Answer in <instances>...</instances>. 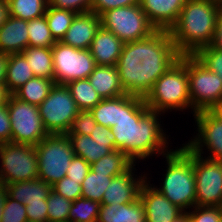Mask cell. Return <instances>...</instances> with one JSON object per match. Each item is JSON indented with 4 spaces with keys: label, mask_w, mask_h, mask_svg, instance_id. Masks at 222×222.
<instances>
[{
    "label": "cell",
    "mask_w": 222,
    "mask_h": 222,
    "mask_svg": "<svg viewBox=\"0 0 222 222\" xmlns=\"http://www.w3.org/2000/svg\"><path fill=\"white\" fill-rule=\"evenodd\" d=\"M139 4V0H93L91 12L98 16L107 10Z\"/></svg>",
    "instance_id": "44"
},
{
    "label": "cell",
    "mask_w": 222,
    "mask_h": 222,
    "mask_svg": "<svg viewBox=\"0 0 222 222\" xmlns=\"http://www.w3.org/2000/svg\"><path fill=\"white\" fill-rule=\"evenodd\" d=\"M10 17L9 5L7 0H0V27Z\"/></svg>",
    "instance_id": "50"
},
{
    "label": "cell",
    "mask_w": 222,
    "mask_h": 222,
    "mask_svg": "<svg viewBox=\"0 0 222 222\" xmlns=\"http://www.w3.org/2000/svg\"><path fill=\"white\" fill-rule=\"evenodd\" d=\"M33 77L34 73L25 56L22 53L10 54L5 78L8 92L13 94Z\"/></svg>",
    "instance_id": "25"
},
{
    "label": "cell",
    "mask_w": 222,
    "mask_h": 222,
    "mask_svg": "<svg viewBox=\"0 0 222 222\" xmlns=\"http://www.w3.org/2000/svg\"><path fill=\"white\" fill-rule=\"evenodd\" d=\"M159 116L161 113L149 110L144 98L121 95V119L111 127L115 147L135 164L139 159L169 153L173 149L168 150L169 137L161 128Z\"/></svg>",
    "instance_id": "2"
},
{
    "label": "cell",
    "mask_w": 222,
    "mask_h": 222,
    "mask_svg": "<svg viewBox=\"0 0 222 222\" xmlns=\"http://www.w3.org/2000/svg\"><path fill=\"white\" fill-rule=\"evenodd\" d=\"M100 26V16L94 12L76 14L61 42L77 49H89Z\"/></svg>",
    "instance_id": "18"
},
{
    "label": "cell",
    "mask_w": 222,
    "mask_h": 222,
    "mask_svg": "<svg viewBox=\"0 0 222 222\" xmlns=\"http://www.w3.org/2000/svg\"><path fill=\"white\" fill-rule=\"evenodd\" d=\"M151 111L165 113L170 110L183 111L190 109L189 78L186 67V55L179 59L154 83L144 98Z\"/></svg>",
    "instance_id": "5"
},
{
    "label": "cell",
    "mask_w": 222,
    "mask_h": 222,
    "mask_svg": "<svg viewBox=\"0 0 222 222\" xmlns=\"http://www.w3.org/2000/svg\"><path fill=\"white\" fill-rule=\"evenodd\" d=\"M93 0H48V5L58 9L70 10L77 14L91 11Z\"/></svg>",
    "instance_id": "42"
},
{
    "label": "cell",
    "mask_w": 222,
    "mask_h": 222,
    "mask_svg": "<svg viewBox=\"0 0 222 222\" xmlns=\"http://www.w3.org/2000/svg\"><path fill=\"white\" fill-rule=\"evenodd\" d=\"M46 202L48 204V222H68L72 201L51 191Z\"/></svg>",
    "instance_id": "36"
},
{
    "label": "cell",
    "mask_w": 222,
    "mask_h": 222,
    "mask_svg": "<svg viewBox=\"0 0 222 222\" xmlns=\"http://www.w3.org/2000/svg\"><path fill=\"white\" fill-rule=\"evenodd\" d=\"M134 164L125 152L116 149L91 164L90 169L93 172L116 177L128 171Z\"/></svg>",
    "instance_id": "28"
},
{
    "label": "cell",
    "mask_w": 222,
    "mask_h": 222,
    "mask_svg": "<svg viewBox=\"0 0 222 222\" xmlns=\"http://www.w3.org/2000/svg\"><path fill=\"white\" fill-rule=\"evenodd\" d=\"M88 80L102 99L126 94L120 83L117 66L97 65Z\"/></svg>",
    "instance_id": "21"
},
{
    "label": "cell",
    "mask_w": 222,
    "mask_h": 222,
    "mask_svg": "<svg viewBox=\"0 0 222 222\" xmlns=\"http://www.w3.org/2000/svg\"><path fill=\"white\" fill-rule=\"evenodd\" d=\"M38 108L48 134H67L80 111L67 86L57 83Z\"/></svg>",
    "instance_id": "10"
},
{
    "label": "cell",
    "mask_w": 222,
    "mask_h": 222,
    "mask_svg": "<svg viewBox=\"0 0 222 222\" xmlns=\"http://www.w3.org/2000/svg\"><path fill=\"white\" fill-rule=\"evenodd\" d=\"M0 163V182L5 185L38 178V156L33 145L3 143Z\"/></svg>",
    "instance_id": "9"
},
{
    "label": "cell",
    "mask_w": 222,
    "mask_h": 222,
    "mask_svg": "<svg viewBox=\"0 0 222 222\" xmlns=\"http://www.w3.org/2000/svg\"><path fill=\"white\" fill-rule=\"evenodd\" d=\"M216 111L222 116V105L218 107Z\"/></svg>",
    "instance_id": "54"
},
{
    "label": "cell",
    "mask_w": 222,
    "mask_h": 222,
    "mask_svg": "<svg viewBox=\"0 0 222 222\" xmlns=\"http://www.w3.org/2000/svg\"><path fill=\"white\" fill-rule=\"evenodd\" d=\"M6 188L8 196L23 205L46 200L52 191V186L39 178L6 184Z\"/></svg>",
    "instance_id": "23"
},
{
    "label": "cell",
    "mask_w": 222,
    "mask_h": 222,
    "mask_svg": "<svg viewBox=\"0 0 222 222\" xmlns=\"http://www.w3.org/2000/svg\"><path fill=\"white\" fill-rule=\"evenodd\" d=\"M22 54L35 77L48 78L54 81L52 47L28 46Z\"/></svg>",
    "instance_id": "26"
},
{
    "label": "cell",
    "mask_w": 222,
    "mask_h": 222,
    "mask_svg": "<svg viewBox=\"0 0 222 222\" xmlns=\"http://www.w3.org/2000/svg\"><path fill=\"white\" fill-rule=\"evenodd\" d=\"M210 46L222 51V7L217 16L214 36Z\"/></svg>",
    "instance_id": "48"
},
{
    "label": "cell",
    "mask_w": 222,
    "mask_h": 222,
    "mask_svg": "<svg viewBox=\"0 0 222 222\" xmlns=\"http://www.w3.org/2000/svg\"><path fill=\"white\" fill-rule=\"evenodd\" d=\"M66 86L80 111H90L103 100L93 89L88 78L70 81Z\"/></svg>",
    "instance_id": "29"
},
{
    "label": "cell",
    "mask_w": 222,
    "mask_h": 222,
    "mask_svg": "<svg viewBox=\"0 0 222 222\" xmlns=\"http://www.w3.org/2000/svg\"><path fill=\"white\" fill-rule=\"evenodd\" d=\"M113 176H107L91 169L87 176L83 179L81 188V197L91 199L93 201L102 202L105 190L108 188Z\"/></svg>",
    "instance_id": "33"
},
{
    "label": "cell",
    "mask_w": 222,
    "mask_h": 222,
    "mask_svg": "<svg viewBox=\"0 0 222 222\" xmlns=\"http://www.w3.org/2000/svg\"><path fill=\"white\" fill-rule=\"evenodd\" d=\"M179 57L169 31L156 30L145 39L124 43L116 66L125 93L145 98Z\"/></svg>",
    "instance_id": "1"
},
{
    "label": "cell",
    "mask_w": 222,
    "mask_h": 222,
    "mask_svg": "<svg viewBox=\"0 0 222 222\" xmlns=\"http://www.w3.org/2000/svg\"><path fill=\"white\" fill-rule=\"evenodd\" d=\"M100 20L103 28L124 43L145 39L156 31L140 4L107 10L100 15Z\"/></svg>",
    "instance_id": "8"
},
{
    "label": "cell",
    "mask_w": 222,
    "mask_h": 222,
    "mask_svg": "<svg viewBox=\"0 0 222 222\" xmlns=\"http://www.w3.org/2000/svg\"><path fill=\"white\" fill-rule=\"evenodd\" d=\"M90 137L96 142L107 143L113 150H116L113 137L111 135V128L96 124L95 128L90 134Z\"/></svg>",
    "instance_id": "47"
},
{
    "label": "cell",
    "mask_w": 222,
    "mask_h": 222,
    "mask_svg": "<svg viewBox=\"0 0 222 222\" xmlns=\"http://www.w3.org/2000/svg\"><path fill=\"white\" fill-rule=\"evenodd\" d=\"M173 222H191L189 213L184 212L179 217H177Z\"/></svg>",
    "instance_id": "53"
},
{
    "label": "cell",
    "mask_w": 222,
    "mask_h": 222,
    "mask_svg": "<svg viewBox=\"0 0 222 222\" xmlns=\"http://www.w3.org/2000/svg\"><path fill=\"white\" fill-rule=\"evenodd\" d=\"M220 0H186L177 22L169 30L180 55H194L212 42Z\"/></svg>",
    "instance_id": "3"
},
{
    "label": "cell",
    "mask_w": 222,
    "mask_h": 222,
    "mask_svg": "<svg viewBox=\"0 0 222 222\" xmlns=\"http://www.w3.org/2000/svg\"><path fill=\"white\" fill-rule=\"evenodd\" d=\"M54 81L67 84L73 80L86 79L97 66L89 49H77L56 42L52 46Z\"/></svg>",
    "instance_id": "12"
},
{
    "label": "cell",
    "mask_w": 222,
    "mask_h": 222,
    "mask_svg": "<svg viewBox=\"0 0 222 222\" xmlns=\"http://www.w3.org/2000/svg\"><path fill=\"white\" fill-rule=\"evenodd\" d=\"M196 206L222 207V162L194 153Z\"/></svg>",
    "instance_id": "13"
},
{
    "label": "cell",
    "mask_w": 222,
    "mask_h": 222,
    "mask_svg": "<svg viewBox=\"0 0 222 222\" xmlns=\"http://www.w3.org/2000/svg\"><path fill=\"white\" fill-rule=\"evenodd\" d=\"M67 136L74 154L82 157L90 165L113 151L107 143L96 142L90 135L67 134Z\"/></svg>",
    "instance_id": "24"
},
{
    "label": "cell",
    "mask_w": 222,
    "mask_h": 222,
    "mask_svg": "<svg viewBox=\"0 0 222 222\" xmlns=\"http://www.w3.org/2000/svg\"><path fill=\"white\" fill-rule=\"evenodd\" d=\"M97 124L113 127L121 119V96L103 99L90 110Z\"/></svg>",
    "instance_id": "30"
},
{
    "label": "cell",
    "mask_w": 222,
    "mask_h": 222,
    "mask_svg": "<svg viewBox=\"0 0 222 222\" xmlns=\"http://www.w3.org/2000/svg\"><path fill=\"white\" fill-rule=\"evenodd\" d=\"M28 221L48 222V204L46 200L25 205Z\"/></svg>",
    "instance_id": "45"
},
{
    "label": "cell",
    "mask_w": 222,
    "mask_h": 222,
    "mask_svg": "<svg viewBox=\"0 0 222 222\" xmlns=\"http://www.w3.org/2000/svg\"><path fill=\"white\" fill-rule=\"evenodd\" d=\"M100 206L98 201L79 197L71 205L68 222H96Z\"/></svg>",
    "instance_id": "35"
},
{
    "label": "cell",
    "mask_w": 222,
    "mask_h": 222,
    "mask_svg": "<svg viewBox=\"0 0 222 222\" xmlns=\"http://www.w3.org/2000/svg\"><path fill=\"white\" fill-rule=\"evenodd\" d=\"M167 170L158 189L173 205L184 212L195 206L196 188L194 153L185 145L165 154ZM188 209V210H187Z\"/></svg>",
    "instance_id": "4"
},
{
    "label": "cell",
    "mask_w": 222,
    "mask_h": 222,
    "mask_svg": "<svg viewBox=\"0 0 222 222\" xmlns=\"http://www.w3.org/2000/svg\"><path fill=\"white\" fill-rule=\"evenodd\" d=\"M134 164L125 173L113 177L108 188L105 190L101 204H124L132 203L140 198V191L147 176L134 174ZM135 175V176H134ZM137 176V178H136Z\"/></svg>",
    "instance_id": "15"
},
{
    "label": "cell",
    "mask_w": 222,
    "mask_h": 222,
    "mask_svg": "<svg viewBox=\"0 0 222 222\" xmlns=\"http://www.w3.org/2000/svg\"><path fill=\"white\" fill-rule=\"evenodd\" d=\"M90 171V164L82 157L74 155L70 165L67 169L66 176L74 181H79L82 184L83 179Z\"/></svg>",
    "instance_id": "43"
},
{
    "label": "cell",
    "mask_w": 222,
    "mask_h": 222,
    "mask_svg": "<svg viewBox=\"0 0 222 222\" xmlns=\"http://www.w3.org/2000/svg\"><path fill=\"white\" fill-rule=\"evenodd\" d=\"M52 191L72 202L82 195V188L79 181H74L67 176H64L60 181L53 184Z\"/></svg>",
    "instance_id": "40"
},
{
    "label": "cell",
    "mask_w": 222,
    "mask_h": 222,
    "mask_svg": "<svg viewBox=\"0 0 222 222\" xmlns=\"http://www.w3.org/2000/svg\"><path fill=\"white\" fill-rule=\"evenodd\" d=\"M55 81L48 78L33 77L16 90L13 95L21 101L39 106L49 95Z\"/></svg>",
    "instance_id": "27"
},
{
    "label": "cell",
    "mask_w": 222,
    "mask_h": 222,
    "mask_svg": "<svg viewBox=\"0 0 222 222\" xmlns=\"http://www.w3.org/2000/svg\"><path fill=\"white\" fill-rule=\"evenodd\" d=\"M197 135L185 145L195 154H204L203 148L209 151L206 159L222 162V116L216 110L196 112Z\"/></svg>",
    "instance_id": "14"
},
{
    "label": "cell",
    "mask_w": 222,
    "mask_h": 222,
    "mask_svg": "<svg viewBox=\"0 0 222 222\" xmlns=\"http://www.w3.org/2000/svg\"><path fill=\"white\" fill-rule=\"evenodd\" d=\"M186 0H139L140 7L156 30L169 31L177 22Z\"/></svg>",
    "instance_id": "17"
},
{
    "label": "cell",
    "mask_w": 222,
    "mask_h": 222,
    "mask_svg": "<svg viewBox=\"0 0 222 222\" xmlns=\"http://www.w3.org/2000/svg\"><path fill=\"white\" fill-rule=\"evenodd\" d=\"M7 110L11 121V142L36 146L49 135L43 126L37 106L10 94Z\"/></svg>",
    "instance_id": "11"
},
{
    "label": "cell",
    "mask_w": 222,
    "mask_h": 222,
    "mask_svg": "<svg viewBox=\"0 0 222 222\" xmlns=\"http://www.w3.org/2000/svg\"><path fill=\"white\" fill-rule=\"evenodd\" d=\"M11 142V121L7 104L0 105V143Z\"/></svg>",
    "instance_id": "46"
},
{
    "label": "cell",
    "mask_w": 222,
    "mask_h": 222,
    "mask_svg": "<svg viewBox=\"0 0 222 222\" xmlns=\"http://www.w3.org/2000/svg\"><path fill=\"white\" fill-rule=\"evenodd\" d=\"M7 196H8V190L6 188V185L0 182V222Z\"/></svg>",
    "instance_id": "51"
},
{
    "label": "cell",
    "mask_w": 222,
    "mask_h": 222,
    "mask_svg": "<svg viewBox=\"0 0 222 222\" xmlns=\"http://www.w3.org/2000/svg\"><path fill=\"white\" fill-rule=\"evenodd\" d=\"M38 178L52 186L67 174L74 152L67 134H49L35 146Z\"/></svg>",
    "instance_id": "7"
},
{
    "label": "cell",
    "mask_w": 222,
    "mask_h": 222,
    "mask_svg": "<svg viewBox=\"0 0 222 222\" xmlns=\"http://www.w3.org/2000/svg\"><path fill=\"white\" fill-rule=\"evenodd\" d=\"M27 220L25 205L7 196L1 222H26Z\"/></svg>",
    "instance_id": "38"
},
{
    "label": "cell",
    "mask_w": 222,
    "mask_h": 222,
    "mask_svg": "<svg viewBox=\"0 0 222 222\" xmlns=\"http://www.w3.org/2000/svg\"><path fill=\"white\" fill-rule=\"evenodd\" d=\"M28 46L35 47H52L56 41L54 40L45 15L28 21Z\"/></svg>",
    "instance_id": "34"
},
{
    "label": "cell",
    "mask_w": 222,
    "mask_h": 222,
    "mask_svg": "<svg viewBox=\"0 0 222 222\" xmlns=\"http://www.w3.org/2000/svg\"><path fill=\"white\" fill-rule=\"evenodd\" d=\"M123 45L124 42H122L112 31L100 26L89 50L96 65L116 66Z\"/></svg>",
    "instance_id": "19"
},
{
    "label": "cell",
    "mask_w": 222,
    "mask_h": 222,
    "mask_svg": "<svg viewBox=\"0 0 222 222\" xmlns=\"http://www.w3.org/2000/svg\"><path fill=\"white\" fill-rule=\"evenodd\" d=\"M192 114L216 110L222 105V79L194 55H186Z\"/></svg>",
    "instance_id": "6"
},
{
    "label": "cell",
    "mask_w": 222,
    "mask_h": 222,
    "mask_svg": "<svg viewBox=\"0 0 222 222\" xmlns=\"http://www.w3.org/2000/svg\"><path fill=\"white\" fill-rule=\"evenodd\" d=\"M77 13L47 6L45 17L56 42H61Z\"/></svg>",
    "instance_id": "31"
},
{
    "label": "cell",
    "mask_w": 222,
    "mask_h": 222,
    "mask_svg": "<svg viewBox=\"0 0 222 222\" xmlns=\"http://www.w3.org/2000/svg\"><path fill=\"white\" fill-rule=\"evenodd\" d=\"M96 124L97 122L89 110L79 111L67 134L90 135Z\"/></svg>",
    "instance_id": "41"
},
{
    "label": "cell",
    "mask_w": 222,
    "mask_h": 222,
    "mask_svg": "<svg viewBox=\"0 0 222 222\" xmlns=\"http://www.w3.org/2000/svg\"><path fill=\"white\" fill-rule=\"evenodd\" d=\"M189 210L191 222H222V207L217 206H194Z\"/></svg>",
    "instance_id": "39"
},
{
    "label": "cell",
    "mask_w": 222,
    "mask_h": 222,
    "mask_svg": "<svg viewBox=\"0 0 222 222\" xmlns=\"http://www.w3.org/2000/svg\"><path fill=\"white\" fill-rule=\"evenodd\" d=\"M11 17L26 21L45 15L48 0H7Z\"/></svg>",
    "instance_id": "32"
},
{
    "label": "cell",
    "mask_w": 222,
    "mask_h": 222,
    "mask_svg": "<svg viewBox=\"0 0 222 222\" xmlns=\"http://www.w3.org/2000/svg\"><path fill=\"white\" fill-rule=\"evenodd\" d=\"M96 222H146L143 202L101 204Z\"/></svg>",
    "instance_id": "22"
},
{
    "label": "cell",
    "mask_w": 222,
    "mask_h": 222,
    "mask_svg": "<svg viewBox=\"0 0 222 222\" xmlns=\"http://www.w3.org/2000/svg\"><path fill=\"white\" fill-rule=\"evenodd\" d=\"M10 54L0 52V84L5 85L7 64Z\"/></svg>",
    "instance_id": "49"
},
{
    "label": "cell",
    "mask_w": 222,
    "mask_h": 222,
    "mask_svg": "<svg viewBox=\"0 0 222 222\" xmlns=\"http://www.w3.org/2000/svg\"><path fill=\"white\" fill-rule=\"evenodd\" d=\"M140 200L145 208L146 222H173L184 213L147 180L142 185Z\"/></svg>",
    "instance_id": "16"
},
{
    "label": "cell",
    "mask_w": 222,
    "mask_h": 222,
    "mask_svg": "<svg viewBox=\"0 0 222 222\" xmlns=\"http://www.w3.org/2000/svg\"><path fill=\"white\" fill-rule=\"evenodd\" d=\"M10 93L5 85L0 84V105L7 104Z\"/></svg>",
    "instance_id": "52"
},
{
    "label": "cell",
    "mask_w": 222,
    "mask_h": 222,
    "mask_svg": "<svg viewBox=\"0 0 222 222\" xmlns=\"http://www.w3.org/2000/svg\"><path fill=\"white\" fill-rule=\"evenodd\" d=\"M28 21L9 17L0 27V52L22 53L28 47Z\"/></svg>",
    "instance_id": "20"
},
{
    "label": "cell",
    "mask_w": 222,
    "mask_h": 222,
    "mask_svg": "<svg viewBox=\"0 0 222 222\" xmlns=\"http://www.w3.org/2000/svg\"><path fill=\"white\" fill-rule=\"evenodd\" d=\"M194 56L204 64L210 71L222 79V51L213 47L205 46L200 48Z\"/></svg>",
    "instance_id": "37"
}]
</instances>
